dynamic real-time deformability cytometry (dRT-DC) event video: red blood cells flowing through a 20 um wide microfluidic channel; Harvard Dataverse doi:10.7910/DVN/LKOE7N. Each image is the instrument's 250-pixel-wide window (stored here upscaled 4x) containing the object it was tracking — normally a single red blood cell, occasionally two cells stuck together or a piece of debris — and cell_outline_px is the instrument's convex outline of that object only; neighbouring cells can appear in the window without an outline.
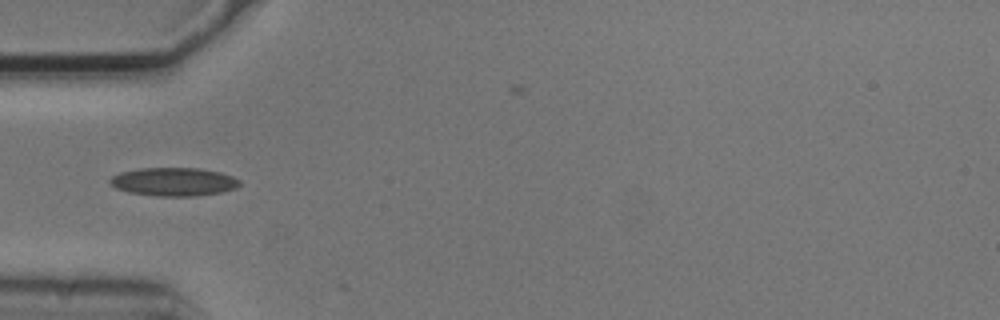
{"species": "common noctule bat (a hibernating species)", "species_latin": "Nyctalus noctula", "temperature_condition": "cold", "stored_images_in_passage": 5, "camera_frame_rate_fps": 3000, "um_per_image_px": 0.085, "animal": {"sex": "male", "body_mass_g": 20.5, "forearm_length_mm": 52.5}, "frame": {"image": 1, "passage_image": 5, "time_ms": 1.333, "image_size_px": [1000, 320], "cell_outline_px": [[240, 184], [236, 188], [220, 192], [196, 196], [156, 196], [128, 192], [116, 188], [108, 184], [108, 180], [112, 176], [120, 172], [140, 168], [200, 168], [220, 172], [232, 176], [240, 180]], "centroid_in_image_um": [14.74, 15.45], "position_along_channel_um": 70.3, "area_um2": 21.56}}